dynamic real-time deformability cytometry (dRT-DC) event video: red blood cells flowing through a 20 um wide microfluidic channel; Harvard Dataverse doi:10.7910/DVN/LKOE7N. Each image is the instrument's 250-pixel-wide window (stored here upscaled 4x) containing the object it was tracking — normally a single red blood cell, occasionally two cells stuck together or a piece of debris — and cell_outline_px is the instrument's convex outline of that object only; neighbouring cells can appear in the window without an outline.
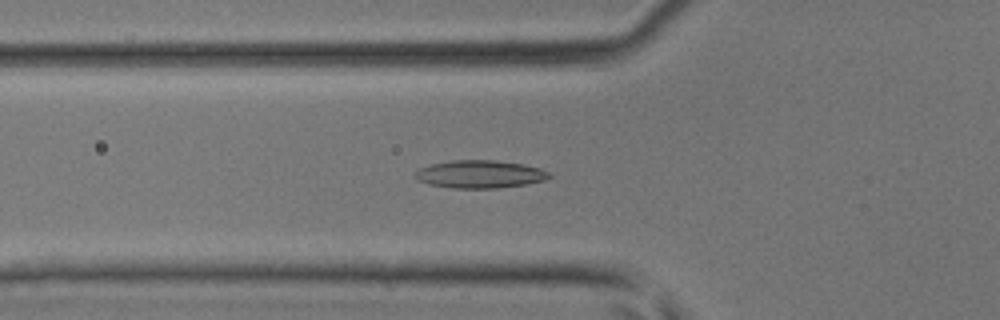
{"species": "common noctule bat (a hibernating species)", "species_latin": "Nyctalus noctula", "temperature_condition": "room temperature", "stored_images_in_passage": 44, "camera_frame_rate_fps": 3000, "um_per_image_px": 0.085, "animal": {"sex": "male", "body_mass_g": 17.9, "forearm_length_mm": 54.2}, "frame": {"image": 1, "passage_image": 16, "time_ms": 5.0, "image_size_px": [1000, 320], "cell_outline_px": [[552, 176], [544, 180], [524, 184], [496, 188], [456, 188], [428, 184], [416, 180], [412, 176], [412, 172], [420, 168], [432, 164], [452, 160], [496, 160], [524, 164], [540, 168], [552, 172]], "centroid_in_image_um": [40.77, 14.8], "position_along_channel_um": 85.0, "area_um2": 21.91}}
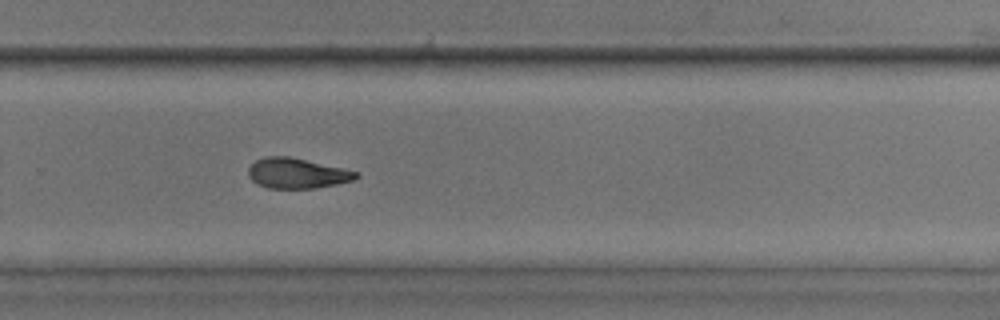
{"frame": {"image": 2, "passage_image": 30, "time_ms": 9.667, "image_size_px": [1000, 320], "cell_outline_px": [[360, 176], [352, 180], [336, 184], [316, 188], [268, 188], [256, 184], [248, 176], [248, 168], [256, 160], [264, 156], [288, 156], [360, 172]], "centroid_in_image_um": [25.22, 14.73], "position_along_channel_um": 304.6, "area_um2": 18.96}}
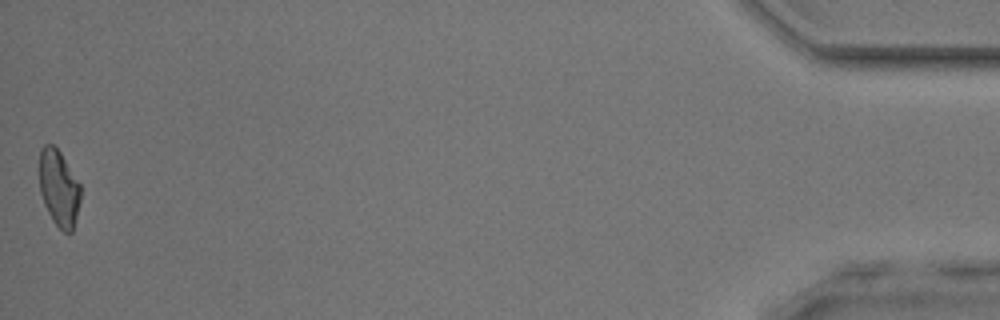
{"frame": {"image": 3, "passage_image": 44, "time_ms": 14.333, "image_size_px": [1000, 320], "cell_outline_px": [[80, 200], [72, 232], [64, 232], [52, 220], [44, 204], [40, 192], [40, 148], [44, 144], [52, 144], [60, 152], [80, 184]], "centroid_in_image_um": [4.99, 15.98], "position_along_channel_um": 430.2, "area_um2": 18.09}}